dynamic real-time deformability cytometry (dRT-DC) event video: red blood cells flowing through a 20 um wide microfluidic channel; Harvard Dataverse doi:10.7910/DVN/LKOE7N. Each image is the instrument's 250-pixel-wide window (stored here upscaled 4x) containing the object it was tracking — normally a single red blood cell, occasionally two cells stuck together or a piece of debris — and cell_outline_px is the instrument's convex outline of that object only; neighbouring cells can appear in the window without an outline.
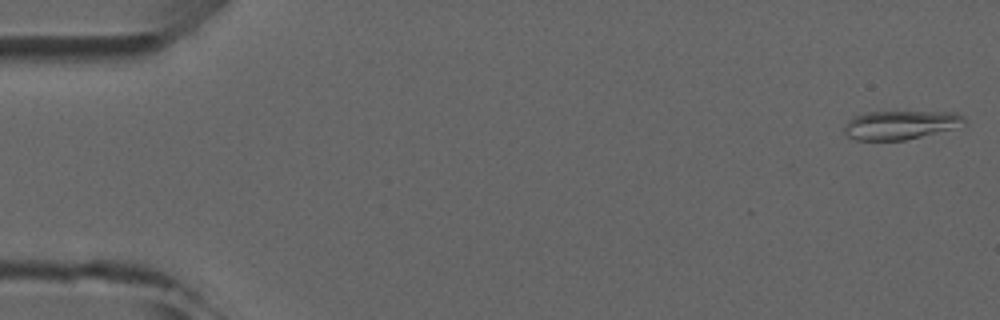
{"species": "common noctule bat (a hibernating species)", "species_latin": "Nyctalus noctula", "temperature_condition": "room temperature", "stored_images_in_passage": 7, "camera_frame_rate_fps": 3000, "um_per_image_px": 0.085, "animal": {"sex": "male", "forearm_length_mm": 52.5}, "frame": {"image": 1, "passage_image": 1, "time_ms": 0.0, "image_size_px": [1000, 320], "cell_outline_px": [[968, 124], [904, 140], [856, 140], [848, 136], [844, 132], [844, 124], [852, 116], [868, 112], [956, 112], [964, 116], [968, 120]], "centroid_in_image_um": [76.54, 10.61], "position_along_channel_um": 8.5, "area_um2": 20.11}}
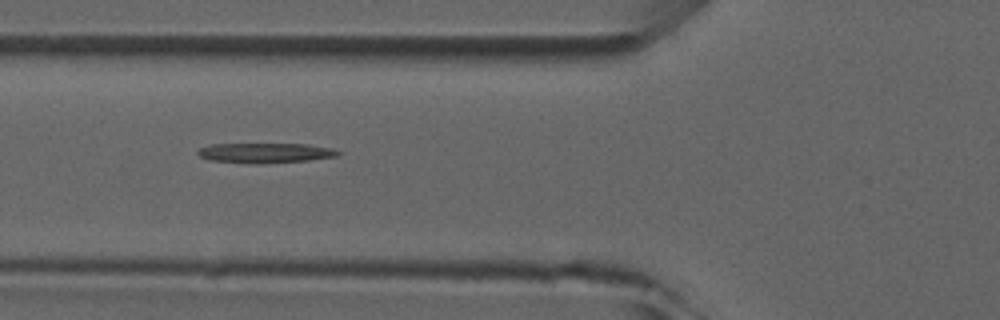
{"frame": {"image": 2, "passage_image": 6, "time_ms": 5.667, "image_size_px": [1000, 320], "cell_outline_px": [[340, 152], [336, 156], [308, 160], [256, 164], [248, 164], [208, 160], [200, 156], [196, 152], [200, 148], [212, 144], [304, 144], [332, 148]], "centroid_in_image_um": [22.48, 13.0], "position_along_channel_um": 103.3, "area_um2": 16.24}}
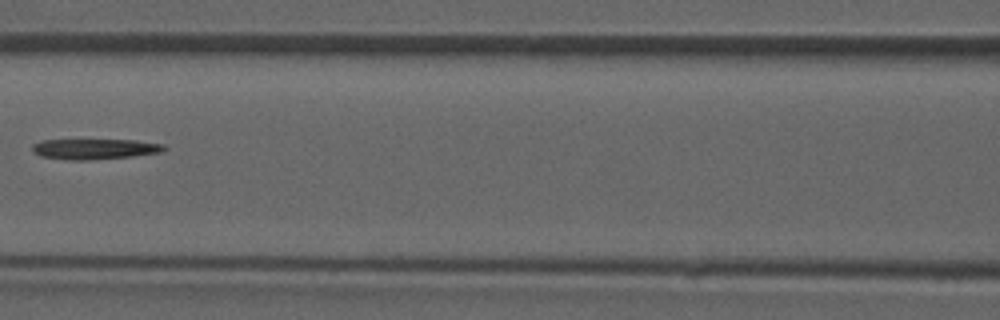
{"frame": {"image": 3, "passage_image": 7, "time_ms": 7.0, "image_size_px": [1000, 320], "cell_outline_px": [[168, 148], [160, 152], [132, 156], [92, 160], [68, 160], [40, 156], [32, 152], [32, 144], [40, 140], [136, 140], [164, 144]], "centroid_in_image_um": [8.02, 12.66], "position_along_channel_um": 158.6, "area_um2": 15.84}}